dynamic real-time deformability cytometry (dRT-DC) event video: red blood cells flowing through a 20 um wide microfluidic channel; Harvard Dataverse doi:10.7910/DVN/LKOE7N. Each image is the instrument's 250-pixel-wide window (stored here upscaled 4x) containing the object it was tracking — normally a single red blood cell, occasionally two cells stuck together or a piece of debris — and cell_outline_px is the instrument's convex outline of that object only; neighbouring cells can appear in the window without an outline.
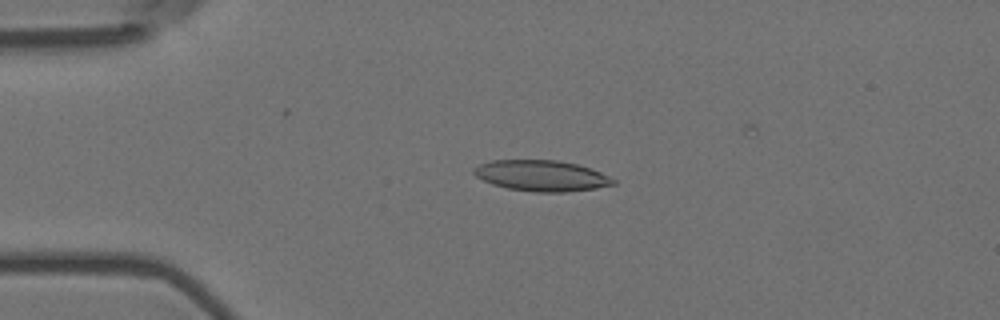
{"species": "Egyptian fruit bat (a non-hibernating species)", "species_latin": "Rousettus aegyptiacus", "temperature_condition": "room temperature", "stored_images_in_passage": 49, "camera_frame_rate_fps": 3000, "um_per_image_px": 0.085, "animal": {"sex": "female"}, "frame": {"image": 1, "passage_image": 13, "time_ms": 4.0, "image_size_px": [1000, 320], "cell_outline_px": [[616, 184], [596, 188], [568, 192], [532, 192], [508, 188], [492, 184], [476, 176], [472, 172], [472, 168], [480, 164], [492, 160], [556, 160], [576, 164], [600, 172], [616, 180]], "centroid_in_image_um": [46.01, 14.94], "position_along_channel_um": 39.0, "area_um2": 25.03}}
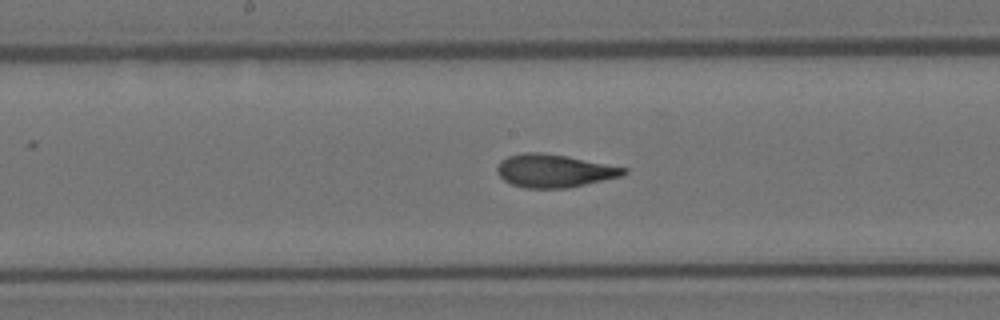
{"frame": {"image": 2, "passage_image": 29, "time_ms": 9.333, "image_size_px": [1000, 320], "cell_outline_px": [[628, 172], [620, 176], [568, 188], [524, 188], [512, 184], [504, 180], [496, 172], [496, 168], [500, 160], [508, 156], [524, 152], [540, 152], [568, 156], [628, 168]], "centroid_in_image_um": [47.08, 14.51], "position_along_channel_um": 201.1, "area_um2": 24.39}}
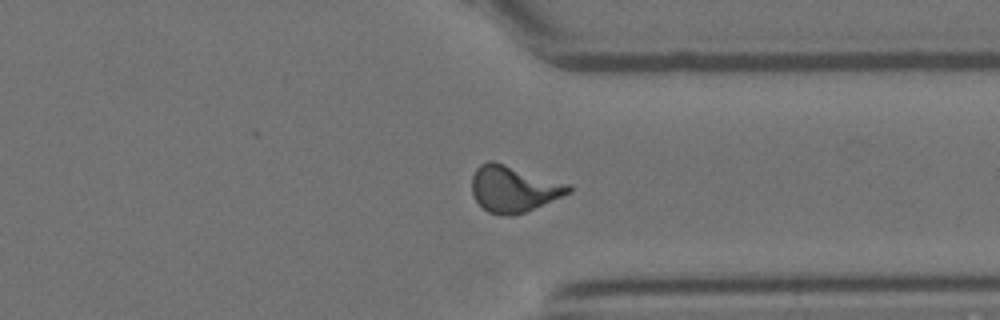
{"frame": {"image": 3, "passage_image": 43, "time_ms": 14.0, "image_size_px": [1000, 320], "cell_outline_px": [[572, 192], [524, 212], [488, 212], [476, 200], [472, 192], [472, 176], [476, 168], [480, 164], [488, 160], [492, 160], [572, 184]], "centroid_in_image_um": [43.68, 15.98], "position_along_channel_um": 367.7, "area_um2": 25.55}}